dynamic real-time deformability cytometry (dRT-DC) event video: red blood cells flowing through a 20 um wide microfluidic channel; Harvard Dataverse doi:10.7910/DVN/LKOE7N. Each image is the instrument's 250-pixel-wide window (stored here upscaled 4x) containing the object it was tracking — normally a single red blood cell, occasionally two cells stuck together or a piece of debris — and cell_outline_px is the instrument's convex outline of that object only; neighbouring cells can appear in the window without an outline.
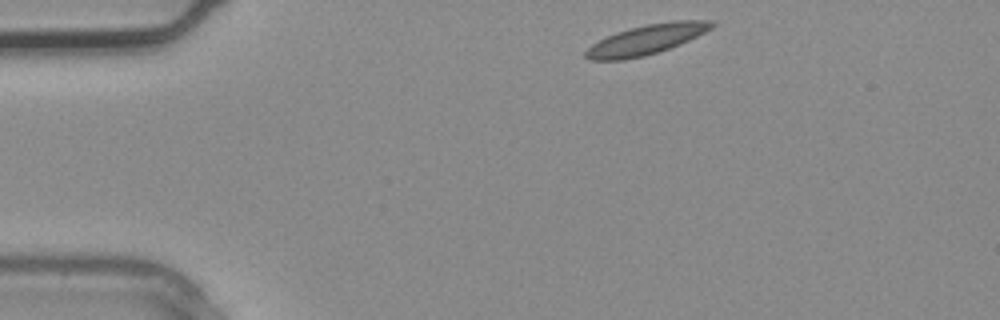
{"species": "common noctule bat (a hibernating species)", "species_latin": "Nyctalus noctula", "temperature_condition": "warm", "stored_images_in_passage": 2, "camera_frame_rate_fps": 3000, "um_per_image_px": 0.085, "animal": {"sex": "male", "body_mass_g": 20.4}, "frame": {"image": 1, "passage_image": 1, "time_ms": 0.0, "image_size_px": [1000, 320], "cell_outline_px": [[716, 24], [712, 28], [680, 44], [644, 56], [624, 60], [588, 60], [584, 56], [584, 52], [592, 44], [616, 32], [648, 24], [676, 20], [712, 20]], "centroid_in_image_um": [54.93, 3.37], "position_along_channel_um": 30.1, "area_um2": 21.62}}
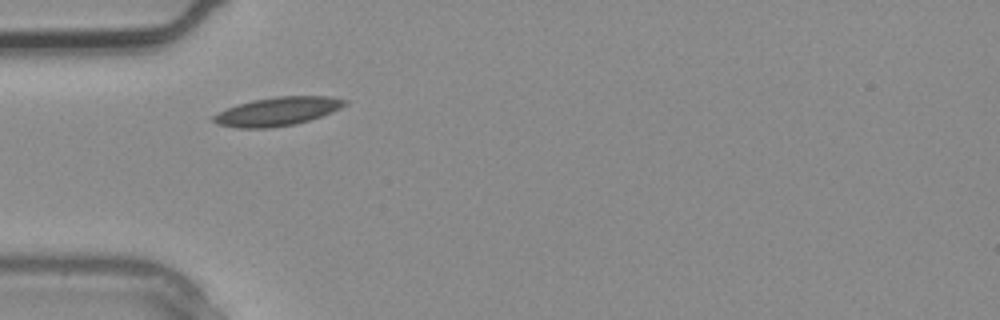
{"frame": {"image": 2, "passage_image": 2, "time_ms": 0.333, "image_size_px": [1000, 320], "cell_outline_px": [[348, 104], [332, 112], [296, 124], [268, 128], [236, 128], [216, 124], [212, 120], [212, 116], [228, 108], [252, 100], [276, 96], [332, 96], [348, 100]], "centroid_in_image_um": [23.61, 9.47], "position_along_channel_um": 61.4, "area_um2": 21.85}}